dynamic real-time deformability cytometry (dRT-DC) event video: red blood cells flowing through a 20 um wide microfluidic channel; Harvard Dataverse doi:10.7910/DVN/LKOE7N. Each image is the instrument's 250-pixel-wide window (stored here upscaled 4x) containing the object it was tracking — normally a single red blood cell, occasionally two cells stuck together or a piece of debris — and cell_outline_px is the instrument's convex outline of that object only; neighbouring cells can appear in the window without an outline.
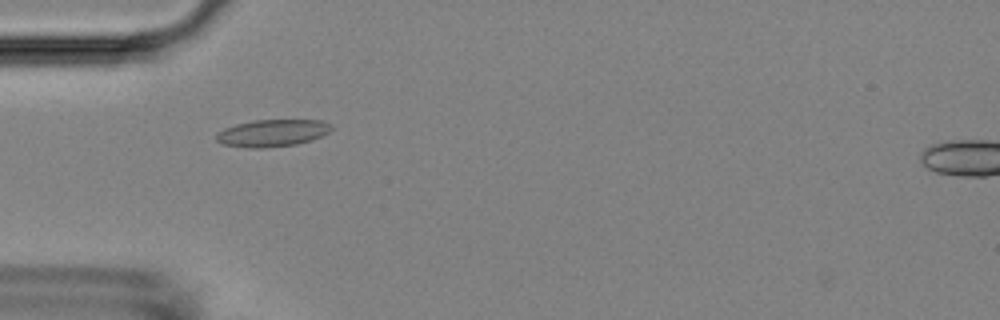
{"species": "Egyptian fruit bat (a non-hibernating species)", "species_latin": "Rousettus aegyptiacus", "temperature_condition": "room temperature", "stored_images_in_passage": 32, "camera_frame_rate_fps": 3000, "um_per_image_px": 0.085, "animal": {"sex": "female"}, "frame": {"image": 1, "passage_image": 2, "time_ms": 0.333, "image_size_px": [1000, 320], "cell_outline_px": [[332, 128], [328, 132], [312, 140], [296, 144], [264, 148], [248, 148], [220, 144], [216, 140], [216, 132], [224, 128], [236, 124], [252, 120], [324, 120], [332, 124]], "centroid_in_image_um": [23.12, 11.3], "position_along_channel_um": 61.9, "area_um2": 18.38}}
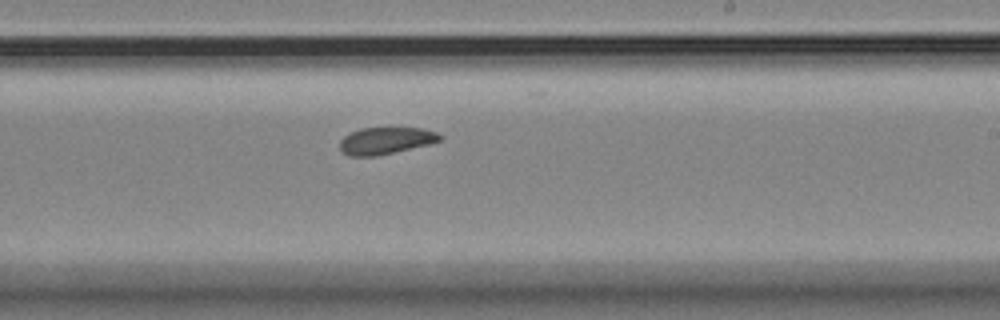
{"frame": {"image": 2, "passage_image": 18, "time_ms": 5.667, "image_size_px": [1000, 320], "cell_outline_px": [[444, 136], [440, 140], [428, 144], [376, 156], [348, 156], [340, 152], [340, 140], [344, 136], [360, 128], [420, 128], [436, 132]], "centroid_in_image_um": [32.75, 11.96], "position_along_channel_um": 256.3, "area_um2": 15.61}}
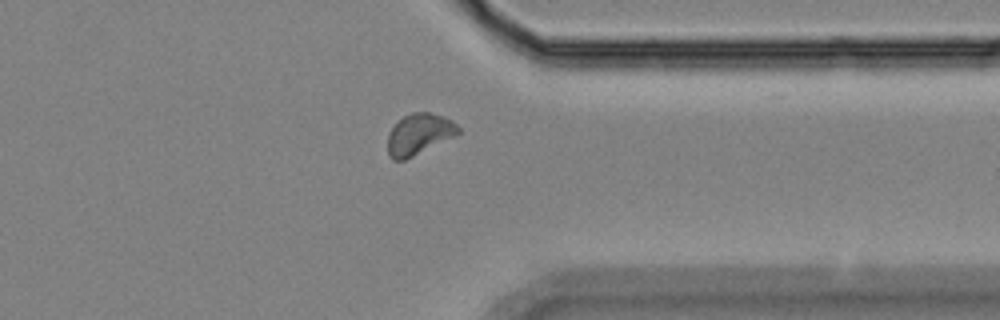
{"frame": {"image": 3, "passage_image": 28, "time_ms": 9.0, "image_size_px": [1000, 320], "cell_outline_px": [[460, 132], [404, 160], [392, 160], [388, 156], [388, 132], [404, 116], [412, 112], [428, 112], [444, 116], [452, 120], [460, 128]], "centroid_in_image_um": [35.59, 11.39], "position_along_channel_um": 375.8, "area_um2": 16.47}, "authors_computed_cell_mechanics": {"area_um2": 16.6175, "velocity_mm_per_s": 3.6777, "shape_relaxation_time_tau1_ms": 3.4862, "shape_relaxation_time_tau2_ms": 2.7041, "deformation_change_tau1": 0.0706, "deformation_change_tau2": 0.059}}